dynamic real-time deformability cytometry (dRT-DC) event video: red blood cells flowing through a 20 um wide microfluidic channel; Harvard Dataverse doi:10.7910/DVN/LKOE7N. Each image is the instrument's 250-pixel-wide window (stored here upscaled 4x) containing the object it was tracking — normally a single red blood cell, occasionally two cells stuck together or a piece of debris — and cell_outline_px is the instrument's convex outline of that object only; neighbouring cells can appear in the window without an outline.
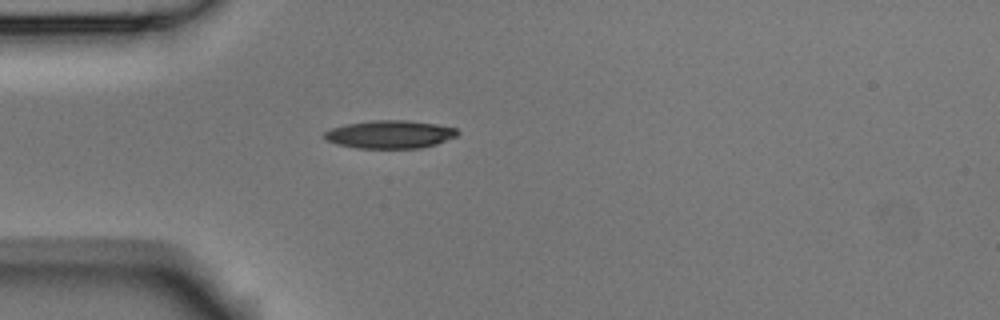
{"species": "Egyptian fruit bat (a non-hibernating species)", "species_latin": "Rousettus aegyptiacus", "temperature_condition": "room temperature", "stored_images_in_passage": 2, "camera_frame_rate_fps": 3000, "um_per_image_px": 0.085, "animal": {"sex": "male"}, "frame": {"image": 1, "passage_image": 2, "time_ms": 0.333, "image_size_px": [1000, 320], "cell_outline_px": [[460, 132], [456, 136], [436, 144], [420, 148], [356, 148], [336, 144], [328, 140], [324, 136], [324, 132], [332, 128], [348, 124], [372, 120], [408, 120], [436, 124], [456, 128]], "centroid_in_image_um": [33.16, 11.42], "position_along_channel_um": 51.8, "area_um2": 21.62}}